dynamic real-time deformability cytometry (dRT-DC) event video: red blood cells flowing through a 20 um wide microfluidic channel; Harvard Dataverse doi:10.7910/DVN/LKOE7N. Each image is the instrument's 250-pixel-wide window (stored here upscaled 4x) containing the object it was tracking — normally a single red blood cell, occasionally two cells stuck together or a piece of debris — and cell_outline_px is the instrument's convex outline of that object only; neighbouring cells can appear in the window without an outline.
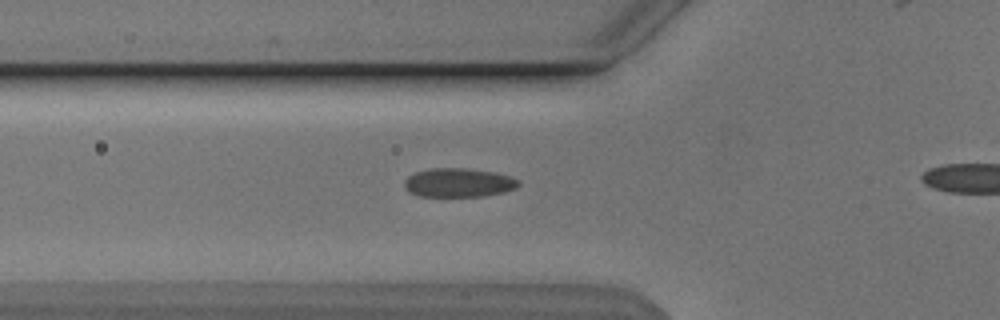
{"species": "Egyptian fruit bat (a non-hibernating species)", "species_latin": "Rousettus aegyptiacus", "temperature_condition": "cold", "stored_images_in_passage": 38, "camera_frame_rate_fps": 3000, "um_per_image_px": 0.085, "animal": {"sex": "male"}, "frame": {"image": 1, "passage_image": 13, "time_ms": 4.0, "image_size_px": [1000, 320], "cell_outline_px": [[520, 184], [516, 188], [504, 192], [484, 196], [420, 196], [408, 192], [404, 188], [404, 180], [408, 176], [416, 172], [428, 168], [468, 168], [492, 172], [512, 176], [520, 180]], "centroid_in_image_um": [38.98, 15.52], "position_along_channel_um": 86.8, "area_um2": 19.42}}
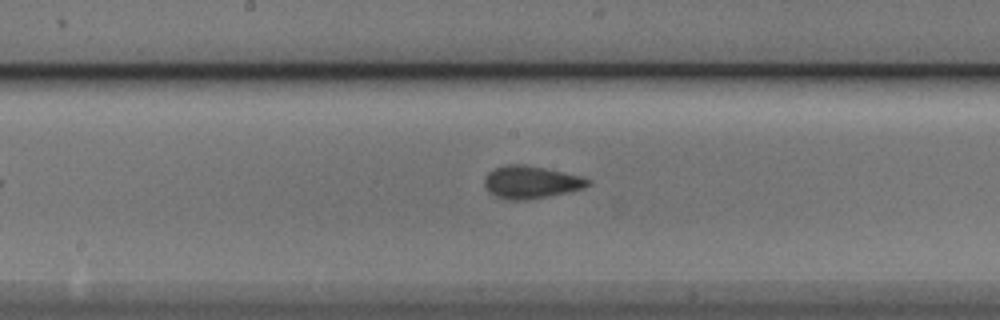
{"frame": {"image": 2, "passage_image": 22, "time_ms": 7.0, "image_size_px": [1000, 320], "cell_outline_px": [[592, 184], [584, 188], [568, 192], [528, 200], [504, 200], [488, 192], [484, 184], [484, 176], [488, 172], [504, 164], [524, 164], [544, 168], [580, 176], [592, 180]], "centroid_in_image_um": [45.11, 15.49], "position_along_channel_um": 203.1, "area_um2": 19.83}}
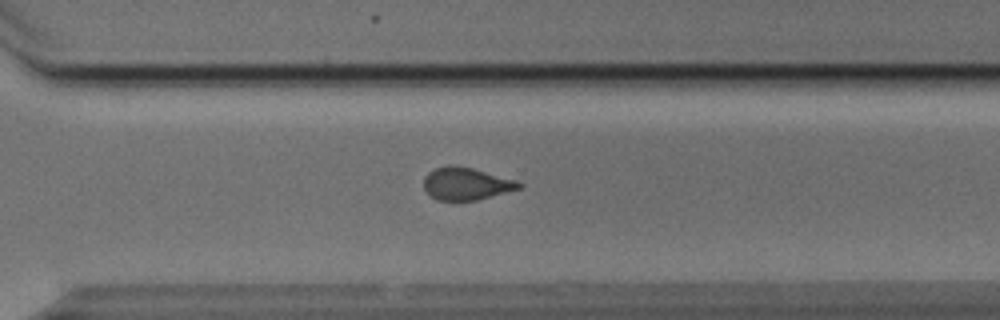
{"frame": {"image": 3, "passage_image": 32, "time_ms": 10.333, "image_size_px": [1000, 320], "cell_outline_px": [[524, 184], [520, 188], [476, 200], [436, 200], [424, 188], [424, 176], [428, 172], [436, 168], [448, 164], [452, 164], [472, 168], [516, 180]], "centroid_in_image_um": [39.61, 15.6], "position_along_channel_um": 331.0, "area_um2": 17.86}}